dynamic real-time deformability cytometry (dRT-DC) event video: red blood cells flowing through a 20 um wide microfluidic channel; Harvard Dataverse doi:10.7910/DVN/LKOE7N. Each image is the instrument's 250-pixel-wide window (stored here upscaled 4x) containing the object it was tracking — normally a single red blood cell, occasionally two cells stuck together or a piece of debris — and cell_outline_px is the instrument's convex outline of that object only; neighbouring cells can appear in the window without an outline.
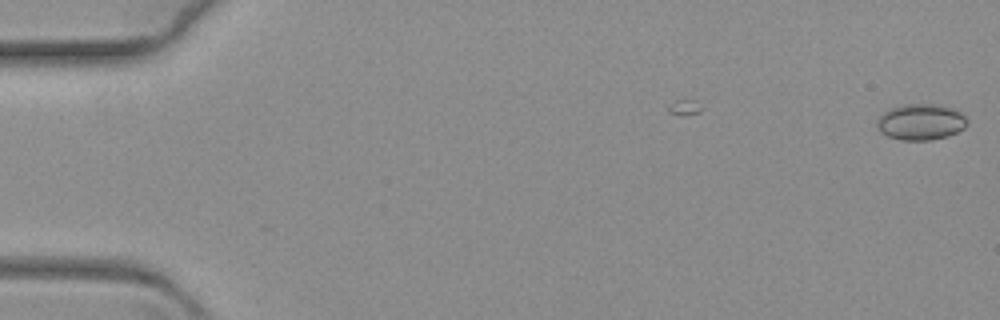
{"species": "common noctule bat (a hibernating species)", "species_latin": "Nyctalus noctula", "temperature_condition": "warm", "stored_images_in_passage": 9, "camera_frame_rate_fps": 3000, "um_per_image_px": 0.085, "animal": {"sex": "female", "body_mass_g": 19.3, "forearm_length_mm": 54.1}, "frame": {"image": 1, "passage_image": 1, "time_ms": 0.0, "image_size_px": [1000, 320], "cell_outline_px": [[968, 124], [964, 128], [948, 136], [932, 140], [900, 140], [888, 136], [880, 132], [876, 128], [876, 124], [880, 116], [884, 112], [892, 108], [904, 104], [928, 104], [948, 108], [960, 112], [968, 120]], "centroid_in_image_um": [78.25, 10.39], "position_along_channel_um": 6.8, "area_um2": 18.79}}